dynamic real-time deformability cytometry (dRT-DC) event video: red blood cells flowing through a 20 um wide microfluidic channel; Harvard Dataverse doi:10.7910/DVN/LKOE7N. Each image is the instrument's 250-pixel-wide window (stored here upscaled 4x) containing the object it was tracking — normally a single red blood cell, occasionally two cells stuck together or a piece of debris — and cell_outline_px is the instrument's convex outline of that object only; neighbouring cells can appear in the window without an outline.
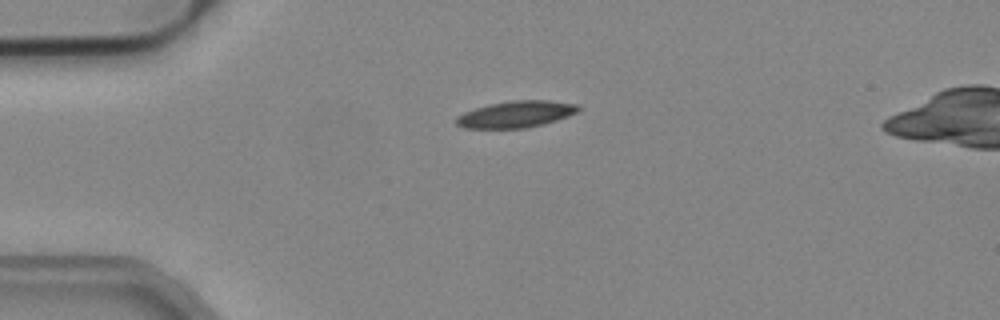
{"species": "common noctule bat (a hibernating species)", "species_latin": "Nyctalus noctula", "temperature_condition": "cold", "stored_images_in_passage": 41, "camera_frame_rate_fps": 3000, "um_per_image_px": 0.085, "animal": {"sex": "male", "body_mass_g": 19.2, "forearm_length_mm": 51.8}, "frame": {"image": 1, "passage_image": 1, "time_ms": 0.0, "image_size_px": [1000, 320], "cell_outline_px": [[580, 108], [576, 112], [568, 116], [544, 124], [524, 128], [464, 128], [456, 124], [456, 116], [464, 112], [488, 104], [512, 100], [548, 100], [580, 104]], "centroid_in_image_um": [43.86, 9.7], "position_along_channel_um": 41.1, "area_um2": 18.96}}
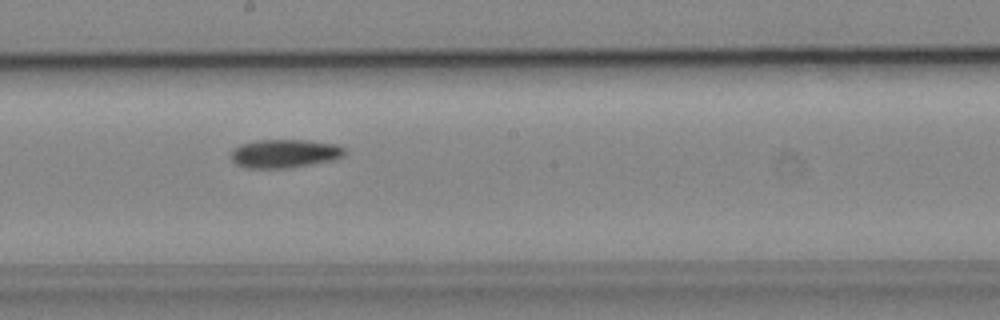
{"frame": {"image": 2, "passage_image": 17, "time_ms": 5.333, "image_size_px": [1000, 320], "cell_outline_px": [[344, 156], [332, 160], [288, 168], [244, 168], [236, 164], [228, 156], [232, 148], [240, 144], [256, 140], [304, 140], [336, 144], [344, 148]], "centroid_in_image_um": [24.11, 13.05], "position_along_channel_um": 224.1, "area_um2": 19.02}}
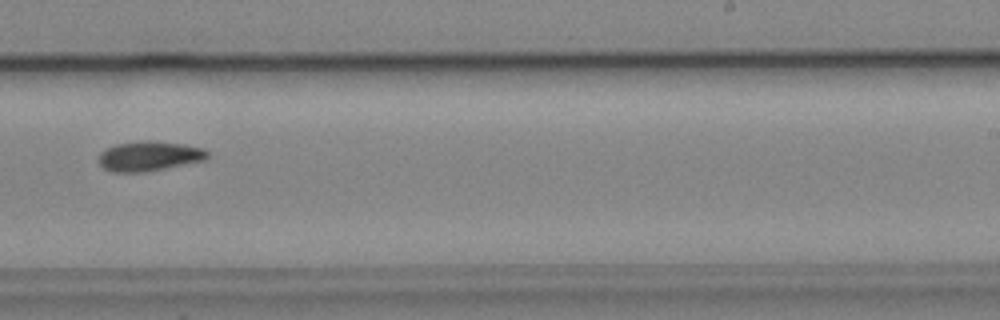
{"frame": {"image": 3, "passage_image": 21, "time_ms": 6.667, "image_size_px": [1000, 320], "cell_outline_px": [[208, 156], [204, 160], [144, 172], [112, 172], [104, 168], [100, 164], [100, 152], [116, 144], [140, 140], [148, 140], [184, 144], [204, 148], [208, 152]], "centroid_in_image_um": [12.68, 13.26], "position_along_channel_um": 276.3, "area_um2": 18.73}, "authors_computed_cell_mechanics": {"area_um2": 18.496, "velocity_mm_per_s": 3.9576, "shape_relaxation_time_tau1_ms": 8.3214, "shape_relaxation_time_tau2_ms": 6.0837, "deformation_change_tau1": 0.1555, "deformation_change_tau2": 0.1159}}